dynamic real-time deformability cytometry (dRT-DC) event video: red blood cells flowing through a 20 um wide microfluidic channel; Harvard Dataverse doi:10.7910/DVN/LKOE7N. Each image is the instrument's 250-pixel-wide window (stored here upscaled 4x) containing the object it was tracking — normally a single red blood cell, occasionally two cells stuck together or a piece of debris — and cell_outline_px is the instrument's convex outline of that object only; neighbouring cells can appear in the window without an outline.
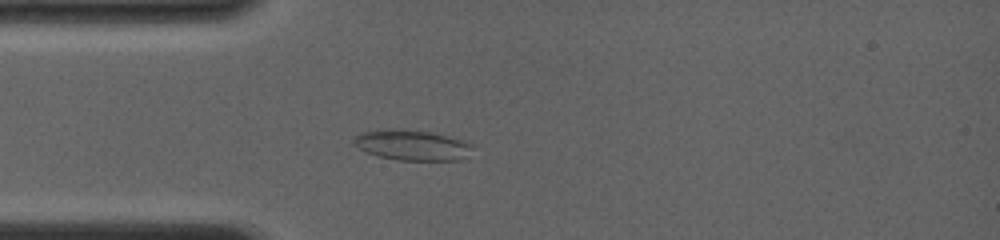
{"species": "common noctule bat (a hibernating species)", "species_latin": "Nyctalus noctula", "temperature_condition": "room temperature", "stored_images_in_passage": 45, "camera_frame_rate_fps": 4000, "um_per_image_px": 0.085, "animal": {"sex": "female", "body_mass_g": 19.0, "forearm_length_mm": 56.7}, "frame": {"image": 1, "passage_image": 7, "time_ms": 3.75, "image_size_px": [1000, 240], "cell_outline_px": [[472, 144], [464, 156], [460, 160], [396, 160], [380, 156], [368, 152], [352, 144], [352, 136], [376, 128], [388, 128], [432, 132], [448, 136]], "centroid_in_image_um": [34.91, 12.31], "position_along_channel_um": 50.1, "area_um2": 20.87}}
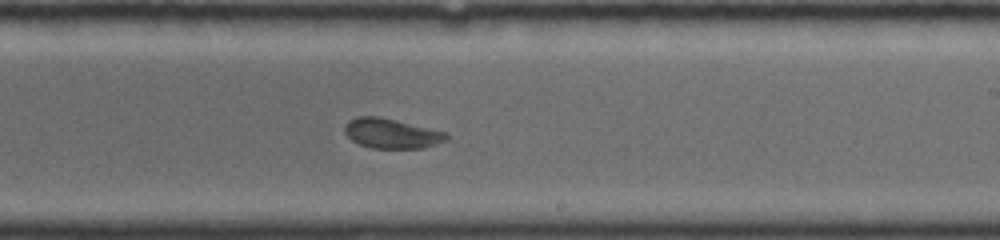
{"frame": {"image": 2, "passage_image": 23, "time_ms": 9.0, "image_size_px": [1000, 240], "cell_outline_px": [[448, 140], [424, 148], [372, 148], [360, 144], [352, 140], [344, 132], [344, 124], [348, 120], [356, 116], [376, 116], [396, 120], [448, 132]], "centroid_in_image_um": [33.28, 11.34], "position_along_channel_um": 255.7, "area_um2": 17.8}}
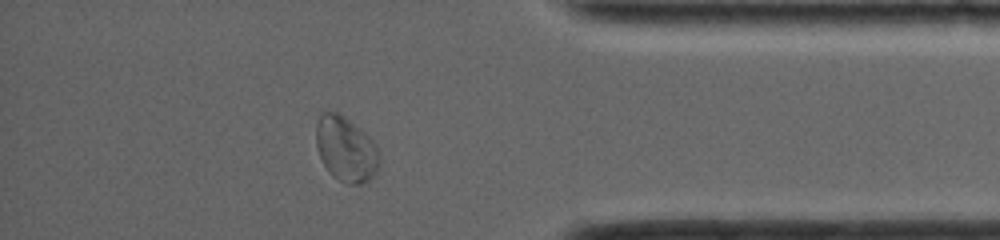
{"frame": {"image": 3, "passage_image": 40, "time_ms": 13.0, "image_size_px": [1000, 240], "cell_outline_px": [[380, 164], [376, 172], [368, 180], [360, 184], [348, 184], [332, 176], [324, 164], [320, 156], [316, 144], [316, 120], [320, 112], [340, 112], [368, 136], [376, 144], [380, 152]], "centroid_in_image_um": [29.4, 12.65], "position_along_channel_um": 405.8, "area_um2": 24.1}}